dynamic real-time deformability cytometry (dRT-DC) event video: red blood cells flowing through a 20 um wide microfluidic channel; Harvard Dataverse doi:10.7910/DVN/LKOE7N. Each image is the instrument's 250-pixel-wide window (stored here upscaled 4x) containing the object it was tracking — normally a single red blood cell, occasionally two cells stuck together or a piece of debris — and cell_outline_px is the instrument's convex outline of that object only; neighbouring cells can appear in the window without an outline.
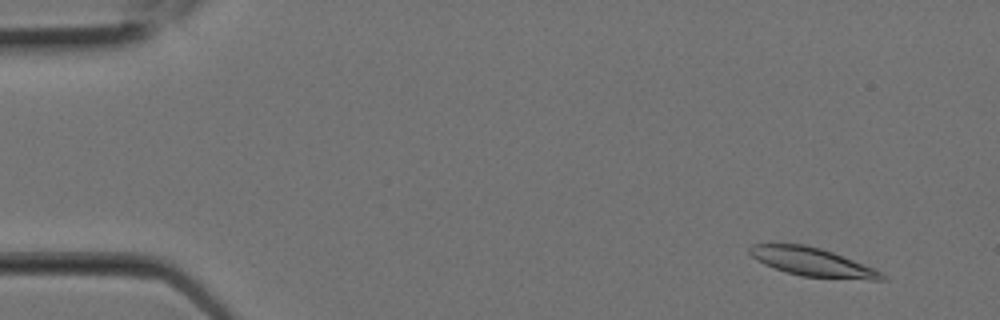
{"species": "Egyptian fruit bat (a non-hibernating species)", "species_latin": "Rousettus aegyptiacus", "temperature_condition": "room temperature", "stored_images_in_passage": 8, "camera_frame_rate_fps": 3000, "um_per_image_px": 0.085, "animal": {"sex": "female"}, "frame": {"image": 1, "passage_image": 2, "time_ms": 0.333, "image_size_px": [1000, 320], "cell_outline_px": [[888, 280], [872, 280], [800, 276], [764, 264], [756, 260], [748, 252], [748, 248], [752, 244], [804, 244], [820, 248], [832, 252], [872, 268], [888, 276]], "centroid_in_image_um": [69.04, 22.27], "position_along_channel_um": 16.0, "area_um2": 21.68}}
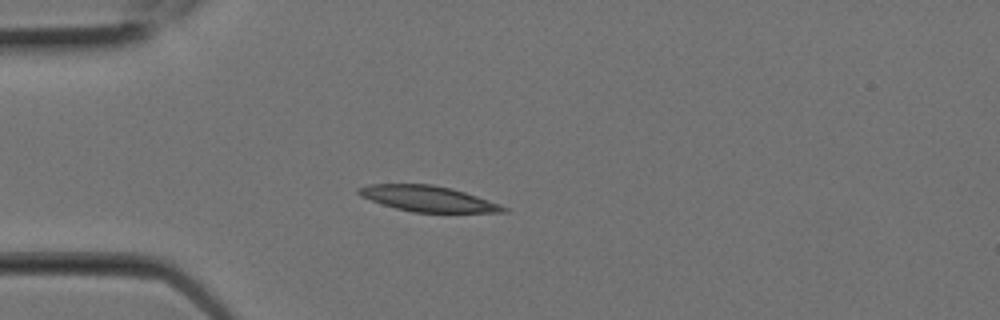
{"frame": {"image": 2, "passage_image": 6, "time_ms": 1.667, "image_size_px": [1000, 320], "cell_outline_px": [[508, 212], [412, 212], [396, 208], [360, 196], [356, 192], [356, 188], [368, 184], [432, 184], [452, 188], [500, 204], [508, 208]], "centroid_in_image_um": [36.35, 16.88], "position_along_channel_um": 48.6, "area_um2": 21.5}}
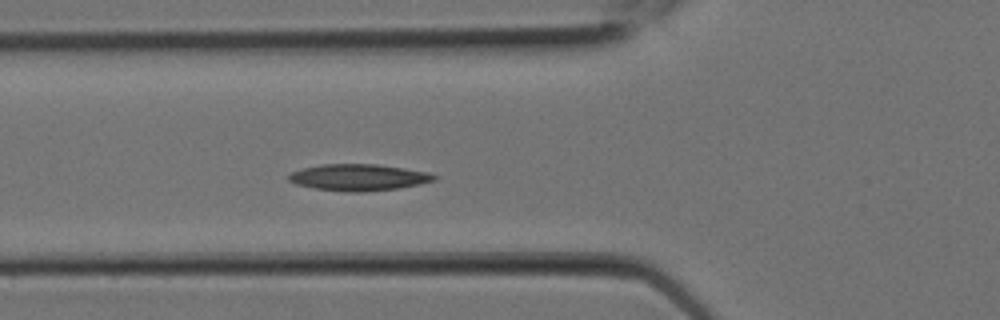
{"frame": {"image": 3, "passage_image": 8, "time_ms": 2.333, "image_size_px": [1000, 320], "cell_outline_px": [[440, 176], [436, 180], [420, 184], [400, 188], [364, 192], [348, 192], [316, 188], [296, 184], [288, 180], [288, 176], [292, 172], [304, 168], [320, 164], [376, 164], [404, 168], [428, 172]], "centroid_in_image_um": [30.53, 15.08], "position_along_channel_um": 95.3, "area_um2": 22.54}}